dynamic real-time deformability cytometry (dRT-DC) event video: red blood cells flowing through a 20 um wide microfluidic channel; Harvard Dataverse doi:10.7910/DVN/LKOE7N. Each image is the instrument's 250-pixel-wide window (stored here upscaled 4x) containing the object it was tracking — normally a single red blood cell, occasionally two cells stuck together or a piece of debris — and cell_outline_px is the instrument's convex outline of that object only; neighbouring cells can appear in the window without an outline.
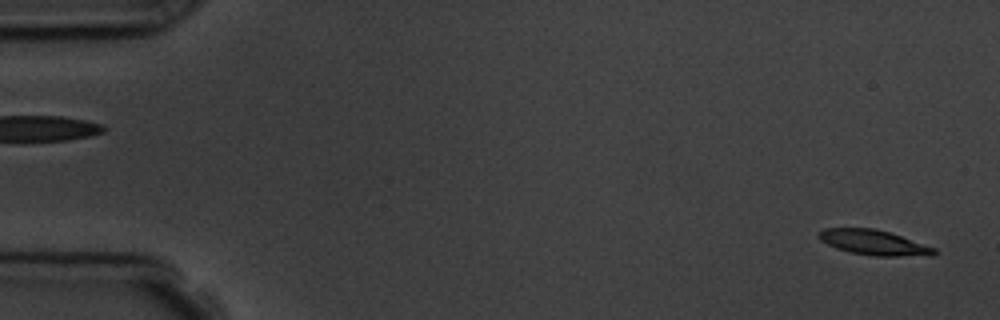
{"species": "common noctule bat (a hibernating species)", "species_latin": "Nyctalus noctula", "temperature_condition": "room temperature", "stored_images_in_passage": 6, "segment_of_instrument_passage": [2, 2], "camera_frame_rate_fps": 3000, "um_per_image_px": 0.085, "animal": {"sex": "male", "body_mass_g": 19.5, "forearm_length_mm": 54.6}, "frame": {"image": 1, "passage_image": 6, "time_ms": 6.0, "image_size_px": [1000, 320], "cell_outline_px": [[936, 252], [932, 256], [876, 256], [848, 252], [836, 248], [820, 240], [816, 236], [824, 228], [876, 228], [936, 248]], "centroid_in_image_um": [74.26, 20.62], "position_along_channel_um": 10.7, "area_um2": 16.82}}